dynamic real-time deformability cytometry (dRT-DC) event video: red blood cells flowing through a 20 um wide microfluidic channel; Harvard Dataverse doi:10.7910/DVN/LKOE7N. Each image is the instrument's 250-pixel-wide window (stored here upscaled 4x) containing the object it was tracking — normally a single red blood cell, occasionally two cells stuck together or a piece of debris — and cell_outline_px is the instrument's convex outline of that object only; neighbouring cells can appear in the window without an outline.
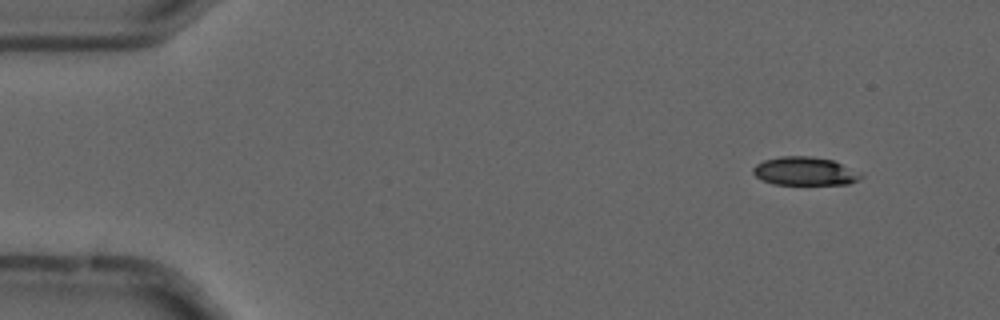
{"species": "common noctule bat (a hibernating species)", "species_latin": "Nyctalus noctula", "temperature_condition": "cold", "stored_images_in_passage": 56, "camera_frame_rate_fps": 3000, "um_per_image_px": 0.085, "animal": {"sex": "male", "forearm_length_mm": 52.5}, "frame": {"image": 1, "passage_image": 6, "time_ms": 1.667, "image_size_px": [1000, 320], "cell_outline_px": [[864, 176], [848, 184], [772, 184], [756, 176], [752, 172], [752, 168], [756, 164], [764, 160], [780, 156], [812, 156], [832, 160], [860, 172]], "centroid_in_image_um": [68.39, 14.54], "position_along_channel_um": 16.6, "area_um2": 17.74}}
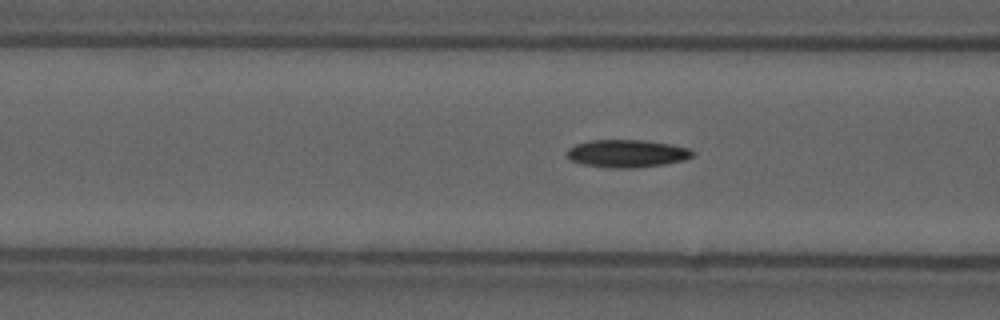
{"frame": {"image": 2, "passage_image": 22, "time_ms": 7.0, "image_size_px": [1000, 320], "cell_outline_px": [[696, 152], [692, 156], [684, 160], [664, 164], [632, 168], [620, 168], [580, 164], [572, 160], [568, 156], [568, 148], [576, 144], [588, 140], [644, 140], [672, 144], [688, 148]], "centroid_in_image_um": [53.31, 13.03], "position_along_channel_um": 113.3, "area_um2": 20.17}}
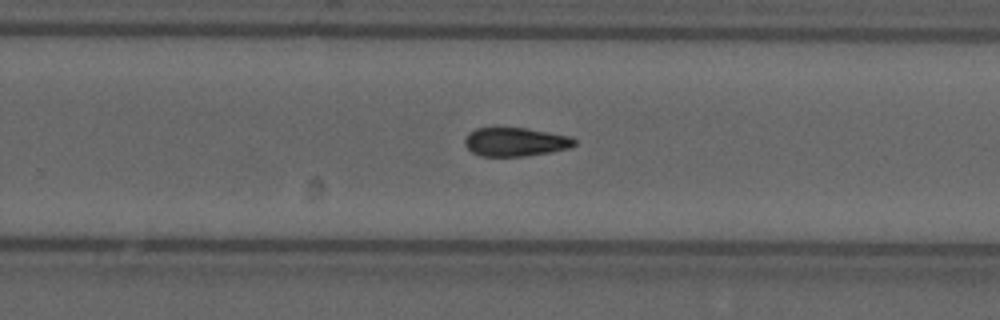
{"frame": {"image": 3, "passage_image": 36, "time_ms": 11.667, "image_size_px": [1000, 320], "cell_outline_px": [[576, 144], [568, 148], [552, 152], [524, 156], [480, 156], [472, 152], [464, 144], [464, 140], [468, 132], [476, 128], [524, 128], [572, 136], [576, 140]], "centroid_in_image_um": [43.8, 12.06], "position_along_channel_um": 286.0, "area_um2": 18.38}, "authors_computed_cell_mechanics": {"area_um2": 18.8139, "velocity_mm_per_s": 3.7035, "shape_relaxation_time_tau1_ms": 8.7036, "shape_relaxation_time_tau2_ms": null, "deformation_change_tau1": 0.1858, "deformation_change_tau2": null}}